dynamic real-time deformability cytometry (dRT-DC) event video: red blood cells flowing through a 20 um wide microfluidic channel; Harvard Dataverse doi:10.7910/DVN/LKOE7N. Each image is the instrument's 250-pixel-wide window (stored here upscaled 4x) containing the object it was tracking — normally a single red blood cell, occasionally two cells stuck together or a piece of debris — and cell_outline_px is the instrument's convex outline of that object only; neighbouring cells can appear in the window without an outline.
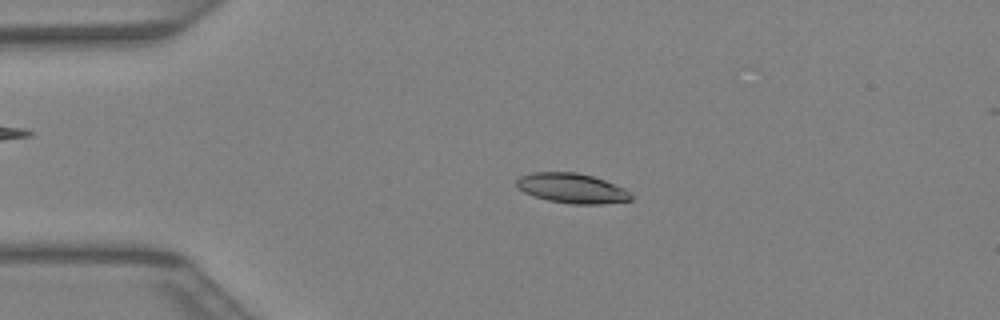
{"species": "Egyptian fruit bat (a non-hibernating species)", "species_latin": "Rousettus aegyptiacus", "temperature_condition": "warm", "stored_images_in_passage": 41, "camera_frame_rate_fps": 3000, "um_per_image_px": 0.085, "animal": {"sex": "female"}, "frame": {"image": 1, "passage_image": 9, "time_ms": 2.667, "image_size_px": [1000, 320], "cell_outline_px": [[632, 200], [600, 204], [572, 204], [548, 200], [532, 196], [516, 188], [516, 180], [520, 176], [532, 172], [576, 172], [592, 176], [604, 180], [624, 188], [632, 196]], "centroid_in_image_um": [48.57, 16.0], "position_along_channel_um": 36.4, "area_um2": 19.94}}
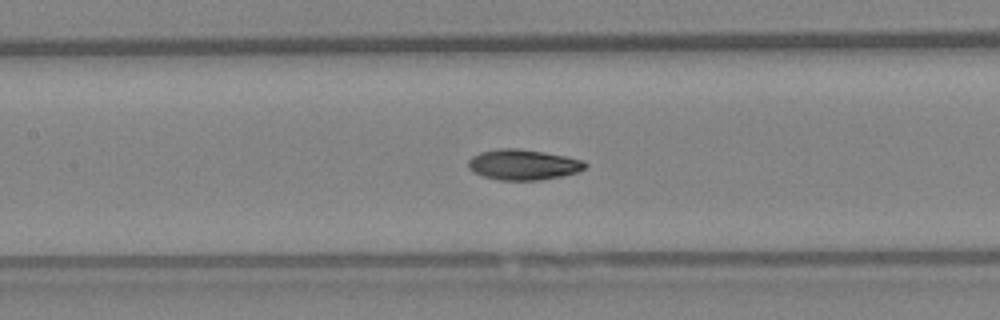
{"frame": {"image": 2, "passage_image": 19, "time_ms": 6.0, "image_size_px": [1000, 320], "cell_outline_px": [[588, 164], [584, 168], [576, 172], [560, 176], [540, 180], [500, 180], [484, 176], [472, 172], [468, 168], [468, 160], [472, 156], [480, 152], [500, 148], [516, 148], [544, 152], [584, 160]], "centroid_in_image_um": [44.44, 13.99], "position_along_channel_um": 163.0, "area_um2": 20.69}}
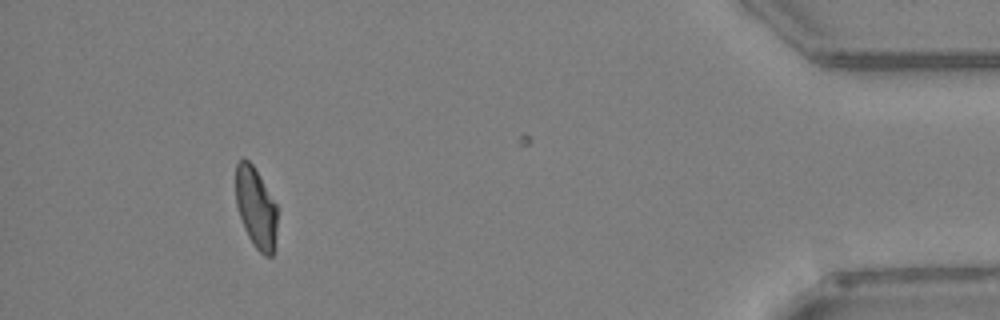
{"frame": {"image": 3, "passage_image": 38, "time_ms": 12.333, "image_size_px": [1000, 320], "cell_outline_px": [[276, 232], [272, 256], [264, 256], [256, 248], [248, 236], [244, 228], [236, 204], [236, 164], [244, 156], [252, 164], [276, 204]], "centroid_in_image_um": [21.74, 17.65], "position_along_channel_um": 413.5, "area_um2": 19.19}}